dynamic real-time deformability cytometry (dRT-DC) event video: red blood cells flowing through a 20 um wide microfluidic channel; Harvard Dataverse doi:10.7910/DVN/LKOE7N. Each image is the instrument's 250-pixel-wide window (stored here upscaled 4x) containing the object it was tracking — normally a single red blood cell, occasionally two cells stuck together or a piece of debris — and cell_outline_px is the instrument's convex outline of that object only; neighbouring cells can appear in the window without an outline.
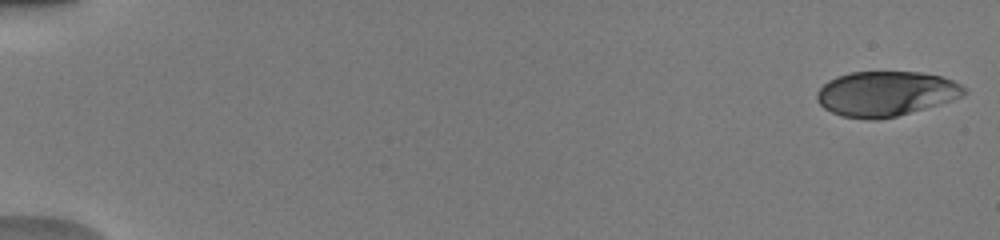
{"species": "human", "species_latin": "Homo sapiens", "temperature_condition": "warm", "stored_images_in_passage": 51, "camera_frame_rate_fps": 3000, "um_per_image_px": 0.085, "donor": {"sex": "male"}, "frame": {"image": 1, "passage_image": 1, "time_ms": 0.0, "image_size_px": [1000, 240], "cell_outline_px": [[968, 92], [960, 96], [936, 104], [896, 116], [876, 120], [868, 120], [844, 116], [832, 112], [824, 108], [816, 100], [816, 92], [828, 80], [836, 76], [852, 72], [920, 72], [940, 76], [952, 80], [968, 88]], "centroid_in_image_um": [75.25, 7.95], "position_along_channel_um": 9.8, "area_um2": 38.21}}
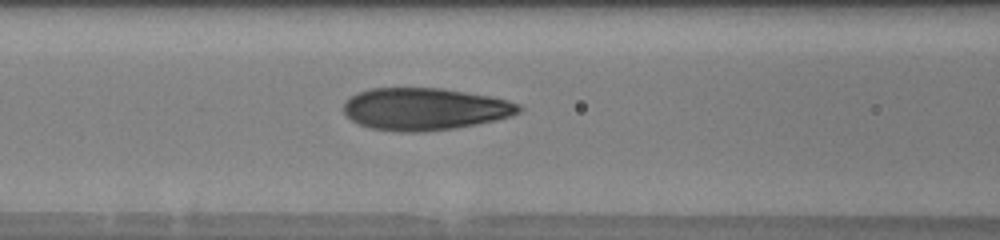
{"frame": {"image": 2, "passage_image": 23, "time_ms": 7.333, "image_size_px": [1000, 240], "cell_outline_px": [[524, 108], [520, 112], [512, 116], [496, 120], [456, 128], [420, 132], [400, 132], [372, 128], [360, 124], [352, 120], [344, 112], [344, 100], [348, 96], [372, 88], [444, 88], [488, 96], [508, 100], [520, 104]], "centroid_in_image_um": [36.12, 9.26], "position_along_channel_um": 130.5, "area_um2": 43.23}}
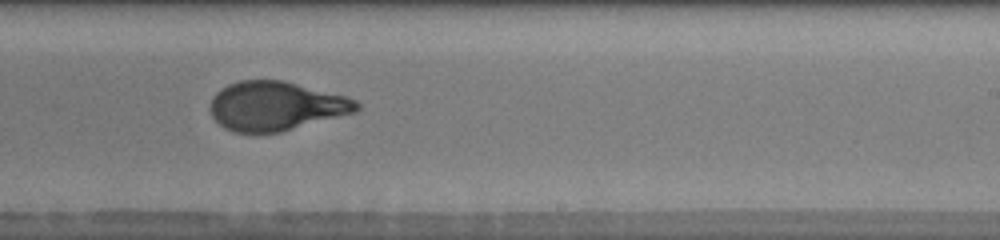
{"frame": {"image": 3, "passage_image": 33, "time_ms": 10.667, "image_size_px": [1000, 240], "cell_outline_px": [[360, 108], [356, 112], [280, 132], [232, 132], [224, 128], [212, 116], [212, 96], [220, 88], [228, 84], [240, 80], [284, 80], [348, 96], [356, 100], [360, 104]], "centroid_in_image_um": [23.48, 9.0], "position_along_channel_um": 265.5, "area_um2": 41.91}, "authors_computed_cell_mechanics": {"area_um2": 41.8472, "velocity_mm_per_s": 4.054, "shape_relaxation_time_tau1_ms": 4.5941, "shape_relaxation_time_tau2_ms": null, "deformation_change_tau1": 0.2194, "deformation_change_tau2": null}}